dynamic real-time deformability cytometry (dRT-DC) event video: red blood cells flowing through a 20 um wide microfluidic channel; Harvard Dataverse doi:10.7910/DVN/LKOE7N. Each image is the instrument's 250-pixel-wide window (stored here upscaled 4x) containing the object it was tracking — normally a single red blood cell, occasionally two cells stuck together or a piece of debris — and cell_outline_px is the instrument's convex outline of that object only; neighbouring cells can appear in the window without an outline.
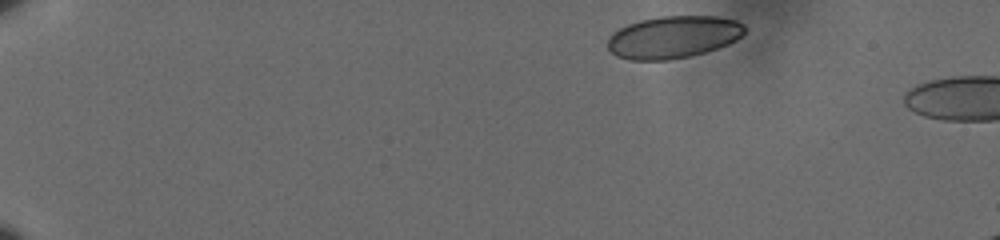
{"species": "human", "species_latin": "Homo sapiens", "temperature_condition": "cold", "stored_images_in_passage": 3, "camera_frame_rate_fps": 3000, "um_per_image_px": 0.085, "donor": {"sex": "male"}, "frame": {"image": 1, "passage_image": 1, "time_ms": 0.0, "image_size_px": [1000, 240], "cell_outline_px": [[744, 32], [736, 40], [728, 44], [704, 52], [688, 56], [668, 60], [632, 60], [616, 56], [608, 48], [608, 36], [612, 32], [628, 24], [640, 20], [660, 16], [716, 16], [736, 20], [744, 24]], "centroid_in_image_um": [57.21, 3.14], "position_along_channel_um": 27.8, "area_um2": 33.7}}